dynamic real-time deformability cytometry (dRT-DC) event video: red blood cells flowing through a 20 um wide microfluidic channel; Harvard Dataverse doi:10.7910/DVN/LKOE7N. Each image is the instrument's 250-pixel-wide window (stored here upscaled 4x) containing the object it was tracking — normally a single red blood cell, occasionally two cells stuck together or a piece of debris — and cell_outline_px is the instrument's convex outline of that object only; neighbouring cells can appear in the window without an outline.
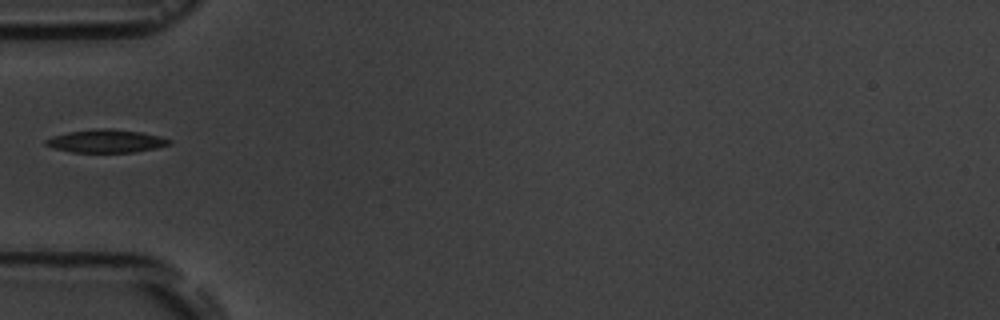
{"species": "common noctule bat (a hibernating species)", "species_latin": "Nyctalus noctula", "temperature_condition": "room temperature", "stored_images_in_passage": 8, "segment_of_instrument_passage": [2, 2], "camera_frame_rate_fps": 3000, "um_per_image_px": 0.085, "animal": {"sex": "male", "body_mass_g": 19.5, "forearm_length_mm": 54.6}, "frame": {"image": 1, "passage_image": 5, "time_ms": 5.667, "image_size_px": [1000, 320], "cell_outline_px": [[172, 144], [156, 148], [132, 152], [72, 152], [52, 148], [44, 144], [44, 140], [52, 136], [68, 132], [96, 128], [112, 128], [140, 132], [160, 136], [172, 140]], "centroid_in_image_um": [9.01, 11.98], "position_along_channel_um": 76.0, "area_um2": 16.7}}
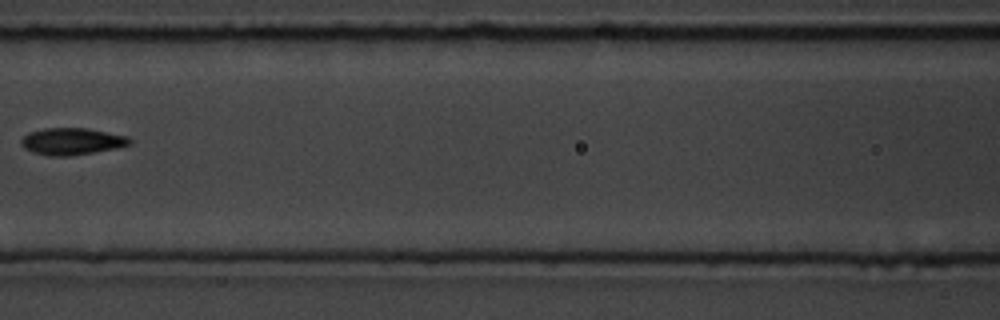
{"frame": {"image": 2, "passage_image": 7, "time_ms": 8.0, "image_size_px": [1000, 320], "cell_outline_px": [[132, 144], [116, 148], [68, 156], [52, 156], [32, 152], [24, 148], [20, 144], [20, 140], [28, 132], [44, 128], [88, 128], [128, 136], [132, 140]], "centroid_in_image_um": [6.1, 12.01], "position_along_channel_um": 160.5, "area_um2": 17.05}}
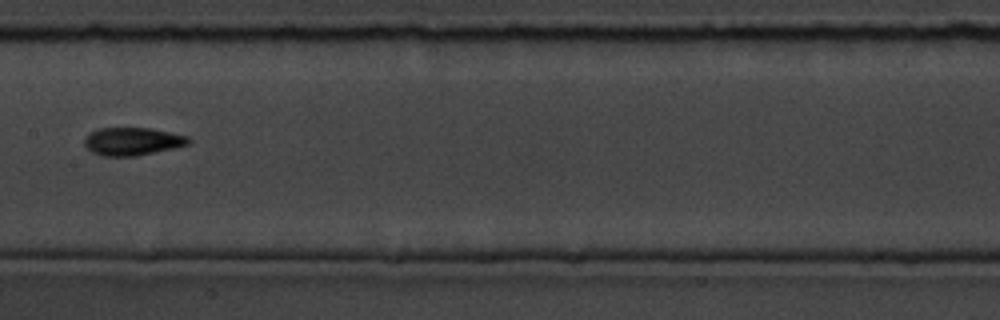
{"frame": {"image": 3, "passage_image": 8, "time_ms": 9.0, "image_size_px": [1000, 320], "cell_outline_px": [[192, 140], [188, 144], [172, 148], [136, 156], [100, 156], [92, 152], [84, 144], [84, 136], [100, 128], [148, 128], [188, 136]], "centroid_in_image_um": [11.22, 12.02], "position_along_channel_um": 196.2, "area_um2": 16.76}}